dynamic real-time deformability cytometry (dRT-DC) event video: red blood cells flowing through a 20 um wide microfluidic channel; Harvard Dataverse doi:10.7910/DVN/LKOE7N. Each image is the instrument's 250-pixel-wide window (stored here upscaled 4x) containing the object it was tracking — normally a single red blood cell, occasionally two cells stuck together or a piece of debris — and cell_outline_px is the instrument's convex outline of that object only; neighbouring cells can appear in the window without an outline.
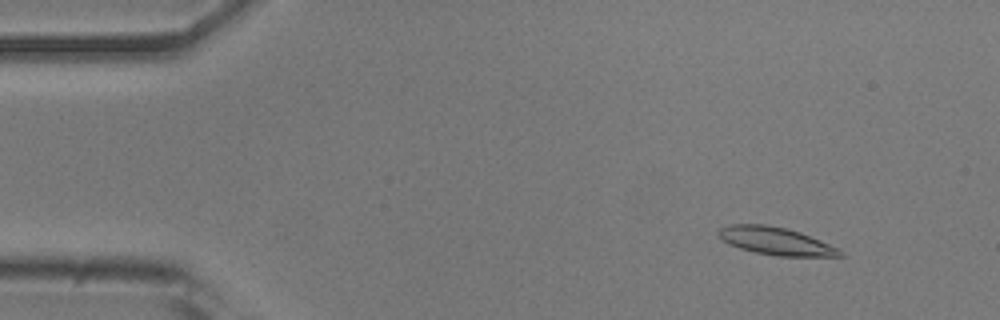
{"species": "common noctule bat (a hibernating species)", "species_latin": "Nyctalus noctula", "temperature_condition": "room temperature", "stored_images_in_passage": 53, "camera_frame_rate_fps": 3000, "um_per_image_px": 0.085, "animal": {"sex": "male", "body_mass_g": 20.5, "forearm_length_mm": 52.5}, "frame": {"image": 1, "passage_image": 6, "time_ms": 1.667, "image_size_px": [1000, 320], "cell_outline_px": [[844, 256], [776, 256], [756, 252], [740, 248], [728, 244], [720, 240], [716, 232], [720, 228], [732, 224], [764, 224], [784, 228], [800, 232], [828, 244], [844, 252]], "centroid_in_image_um": [65.88, 20.49], "position_along_channel_um": 19.1, "area_um2": 19.42}}
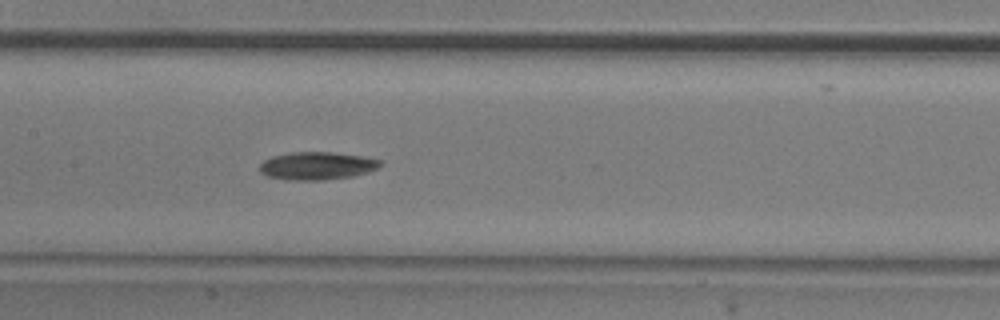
{"frame": {"image": 2, "passage_image": 26, "time_ms": 8.333, "image_size_px": [1000, 320], "cell_outline_px": [[384, 164], [368, 172], [352, 176], [324, 180], [288, 180], [268, 176], [260, 172], [260, 164], [264, 160], [272, 156], [292, 152], [332, 152], [360, 156], [384, 160]], "centroid_in_image_um": [26.96, 14.09], "position_along_channel_um": 180.4, "area_um2": 19.59}}
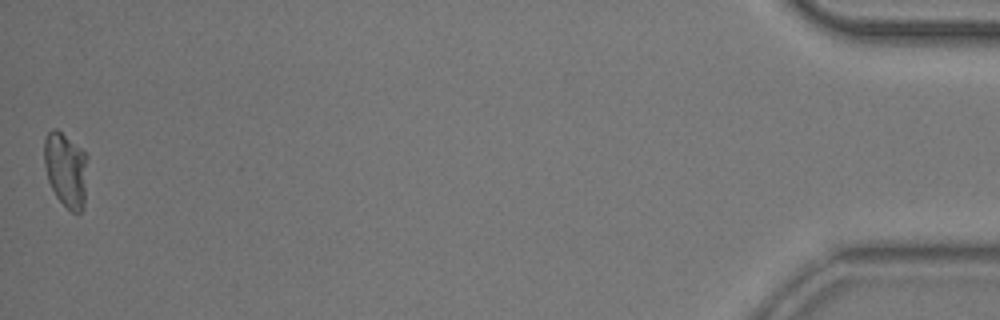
{"frame": {"image": 3, "passage_image": 53, "time_ms": 17.333, "image_size_px": [1000, 320], "cell_outline_px": [[88, 156], [84, 208], [76, 216], [56, 196], [48, 180], [44, 164], [44, 140], [48, 132], [52, 128], [56, 128], [80, 148]], "centroid_in_image_um": [5.61, 14.43], "position_along_channel_um": 429.6, "area_um2": 19.02}, "authors_computed_cell_mechanics": {"area_um2": 19.2474, "velocity_mm_per_s": 3.8087, "shape_relaxation_time_tau1_ms": 5.4884, "shape_relaxation_time_tau2_ms": null, "deformation_change_tau1": 0.1388, "deformation_change_tau2": null}}